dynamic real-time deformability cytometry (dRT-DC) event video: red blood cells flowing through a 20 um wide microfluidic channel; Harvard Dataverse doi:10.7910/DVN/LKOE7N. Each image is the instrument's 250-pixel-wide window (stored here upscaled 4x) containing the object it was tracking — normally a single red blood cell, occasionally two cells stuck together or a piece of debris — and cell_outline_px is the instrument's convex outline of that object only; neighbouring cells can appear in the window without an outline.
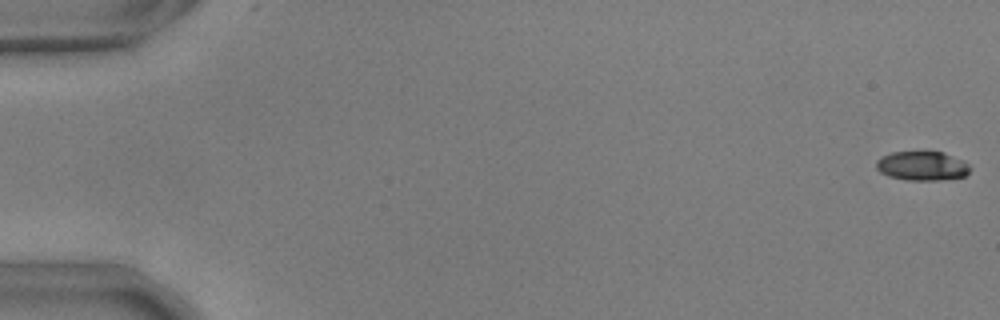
{"species": "common noctule bat (a hibernating species)", "species_latin": "Nyctalus noctula", "temperature_condition": "warm", "stored_images_in_passage": 54, "camera_frame_rate_fps": 3000, "um_per_image_px": 0.085, "animal": {"sex": "male", "body_mass_g": 17.9, "forearm_length_mm": 54.2}, "frame": {"image": 1, "passage_image": 1, "time_ms": 0.0, "image_size_px": [1000, 320], "cell_outline_px": [[972, 168], [964, 176], [940, 180], [908, 180], [888, 176], [880, 172], [876, 168], [876, 160], [892, 152], [944, 152], [964, 160]], "centroid_in_image_um": [78.4, 14.1], "position_along_channel_um": 6.6, "area_um2": 15.95}}
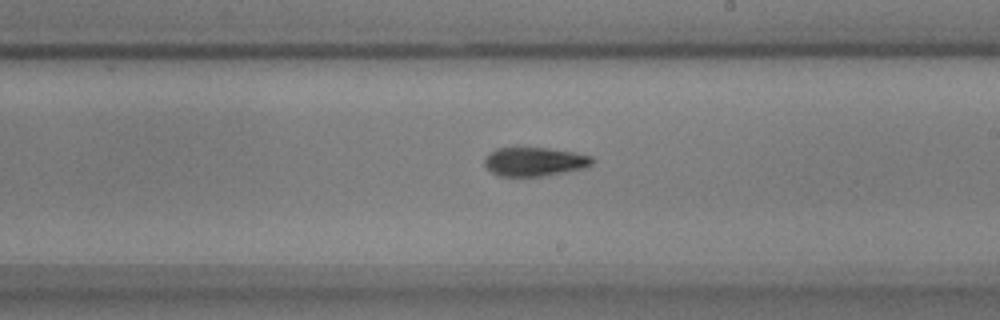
{"frame": {"image": 2, "passage_image": 33, "time_ms": 10.667, "image_size_px": [1000, 320], "cell_outline_px": [[596, 160], [592, 164], [584, 168], [544, 176], [496, 176], [484, 164], [484, 160], [496, 148], [516, 144], [548, 148], [576, 152], [592, 156]], "centroid_in_image_um": [45.43, 13.69], "position_along_channel_um": 243.6, "area_um2": 18.84}}
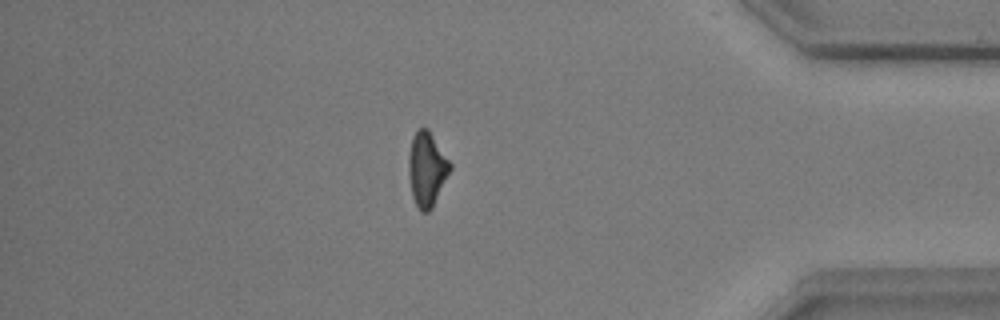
{"frame": {"image": 3, "passage_image": 48, "time_ms": 15.667, "image_size_px": [1000, 320], "cell_outline_px": [[452, 168], [432, 208], [428, 212], [420, 212], [412, 196], [408, 172], [408, 156], [412, 136], [420, 128], [428, 128], [452, 164]], "centroid_in_image_um": [36.28, 14.37], "position_along_channel_um": 398.9, "area_um2": 18.03}, "authors_computed_cell_mechanics": {"area_um2": 17.8891, "velocity_mm_per_s": 3.7167, "shape_relaxation_time_tau1_ms": 3.1914, "shape_relaxation_time_tau2_ms": null, "deformation_change_tau1": 0.1536, "deformation_change_tau2": null}}